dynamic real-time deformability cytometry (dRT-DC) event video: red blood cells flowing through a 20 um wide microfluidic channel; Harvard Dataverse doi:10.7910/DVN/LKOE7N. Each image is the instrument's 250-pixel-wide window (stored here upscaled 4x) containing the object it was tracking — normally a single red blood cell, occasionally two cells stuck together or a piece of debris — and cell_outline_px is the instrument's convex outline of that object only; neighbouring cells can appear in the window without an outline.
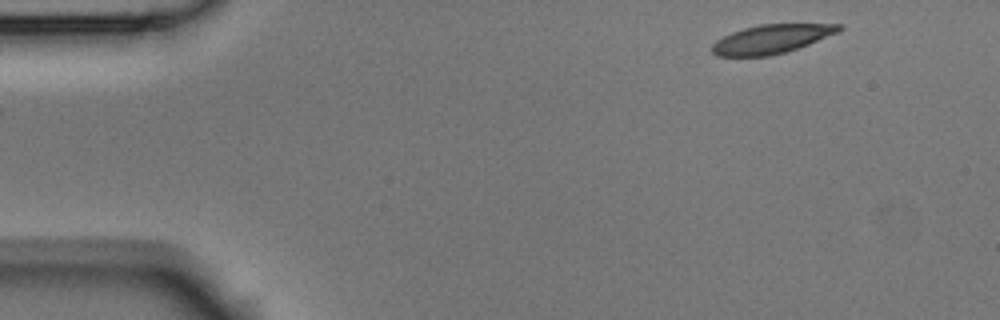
{"species": "Egyptian fruit bat (a non-hibernating species)", "species_latin": "Rousettus aegyptiacus", "temperature_condition": "room temperature", "stored_images_in_passage": 7, "camera_frame_rate_fps": 3000, "um_per_image_px": 0.085, "animal": {"sex": "male"}, "frame": {"image": 1, "passage_image": 1, "time_ms": 0.0, "image_size_px": [1000, 320], "cell_outline_px": [[844, 28], [840, 32], [808, 44], [784, 52], [768, 56], [716, 56], [712, 52], [712, 44], [716, 40], [732, 32], [744, 28], [760, 24], [840, 24]], "centroid_in_image_um": [65.58, 3.31], "position_along_channel_um": 19.4, "area_um2": 21.21}}
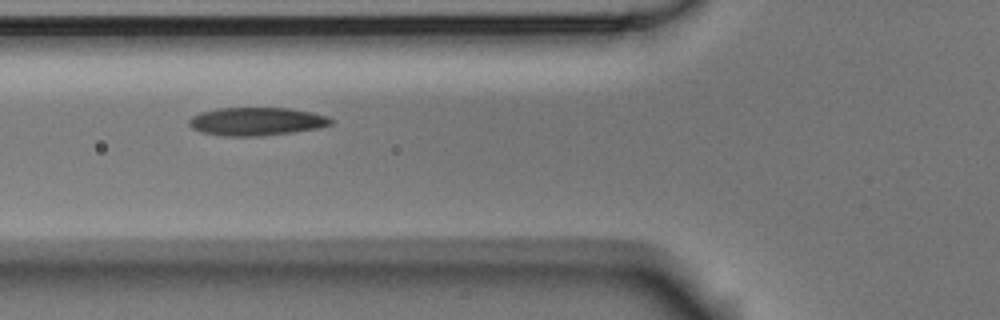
{"frame": {"image": 2, "passage_image": 5, "time_ms": 1.333, "image_size_px": [1000, 320], "cell_outline_px": [[332, 124], [320, 128], [292, 132], [260, 136], [224, 136], [200, 132], [192, 128], [188, 124], [188, 120], [192, 116], [200, 112], [216, 108], [288, 108], [312, 112], [328, 116], [332, 120]], "centroid_in_image_um": [21.78, 10.32], "position_along_channel_um": 104.0, "area_um2": 23.41}}
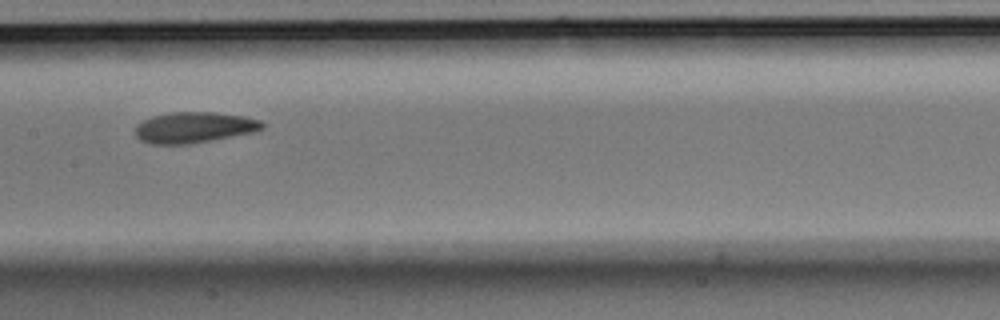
{"frame": {"image": 3, "passage_image": 7, "time_ms": 2.0, "image_size_px": [1000, 320], "cell_outline_px": [[264, 128], [252, 132], [188, 144], [152, 144], [140, 140], [136, 136], [136, 124], [152, 116], [168, 112], [216, 112], [244, 116], [260, 120], [264, 124]], "centroid_in_image_um": [16.47, 10.82], "position_along_channel_um": 190.9, "area_um2": 22.72}}